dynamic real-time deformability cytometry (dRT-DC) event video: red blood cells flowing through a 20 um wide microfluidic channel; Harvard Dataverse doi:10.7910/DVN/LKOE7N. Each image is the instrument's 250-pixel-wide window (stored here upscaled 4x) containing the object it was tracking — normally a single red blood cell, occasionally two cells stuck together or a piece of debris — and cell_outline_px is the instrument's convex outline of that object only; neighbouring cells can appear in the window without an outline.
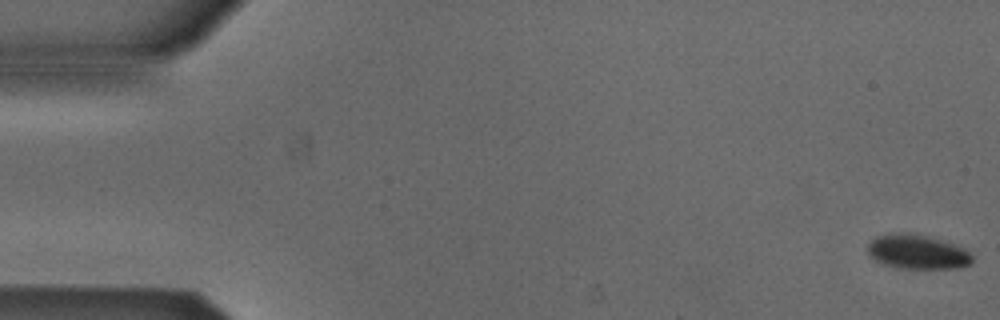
{"species": "Egyptian fruit bat (a non-hibernating species)", "species_latin": "Rousettus aegyptiacus", "temperature_condition": "cold", "stored_images_in_passage": 54, "camera_frame_rate_fps": 3000, "um_per_image_px": 0.085, "animal": {"sex": "male"}, "frame": {"image": 1, "passage_image": 1, "time_ms": 0.0, "image_size_px": [1000, 320], "cell_outline_px": [[972, 264], [960, 268], [896, 268], [884, 264], [876, 260], [868, 252], [868, 244], [876, 236], [888, 232], [912, 232], [928, 236], [964, 248], [972, 256]], "centroid_in_image_um": [77.96, 21.39], "position_along_channel_um": 7.0, "area_um2": 21.04}}
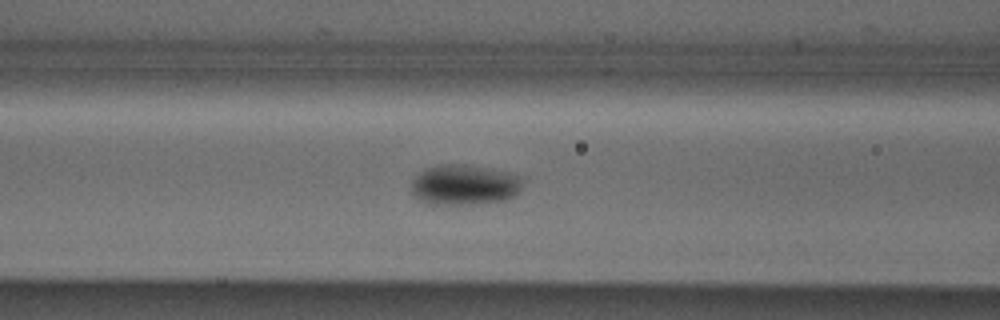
{"frame": {"image": 2, "passage_image": 22, "time_ms": 7.0, "image_size_px": [1000, 320], "cell_outline_px": [[524, 180], [520, 192], [516, 196], [504, 200], [464, 204], [432, 204], [420, 200], [412, 192], [412, 180], [424, 168], [436, 164], [468, 164], [508, 172], [520, 176]], "centroid_in_image_um": [39.5, 15.69], "position_along_channel_um": 127.1, "area_um2": 26.36}}
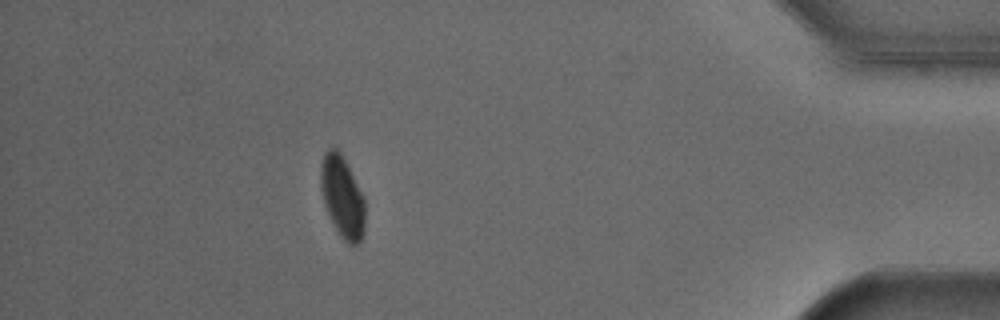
{"frame": {"image": 3, "passage_image": 48, "time_ms": 15.667, "image_size_px": [1000, 320], "cell_outline_px": [[364, 232], [360, 244], [348, 244], [340, 236], [324, 204], [320, 184], [320, 168], [324, 152], [328, 148], [336, 148], [340, 152], [364, 200]], "centroid_in_image_um": [29.07, 16.75], "position_along_channel_um": 406.1, "area_um2": 20.58}, "authors_computed_cell_mechanics": {"area_um2": 22.542, "velocity_mm_per_s": 3.8326, "shape_relaxation_time_tau1_ms": 8.4701, "shape_relaxation_time_tau2_ms": null, "deformation_change_tau1": 0.0852, "deformation_change_tau2": null}}